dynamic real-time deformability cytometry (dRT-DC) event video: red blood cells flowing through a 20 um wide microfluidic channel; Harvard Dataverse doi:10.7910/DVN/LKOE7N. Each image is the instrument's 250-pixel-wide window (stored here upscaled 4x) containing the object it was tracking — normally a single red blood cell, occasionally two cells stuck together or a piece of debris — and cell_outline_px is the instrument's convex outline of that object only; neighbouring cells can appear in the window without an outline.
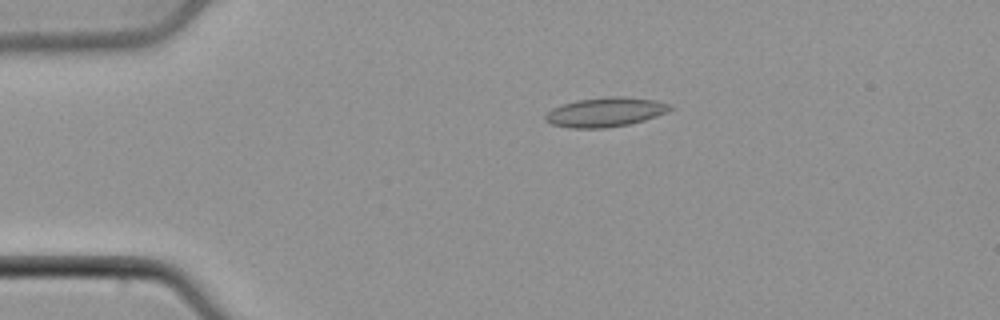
{"species": "common noctule bat (a hibernating species)", "species_latin": "Nyctalus noctula", "temperature_condition": "cold", "stored_images_in_passage": 40, "camera_frame_rate_fps": 3000, "um_per_image_px": 0.085, "animal": {"sex": "male", "body_mass_g": 21.5, "forearm_length_mm": 52.0}, "frame": {"image": 1, "passage_image": 1, "time_ms": 0.0, "image_size_px": [1000, 320], "cell_outline_px": [[672, 108], [656, 116], [644, 120], [628, 124], [604, 128], [572, 128], [552, 124], [544, 120], [544, 116], [552, 108], [576, 100], [608, 96], [620, 96], [656, 100], [668, 104]], "centroid_in_image_um": [51.41, 9.52], "position_along_channel_um": 33.6, "area_um2": 21.1}}
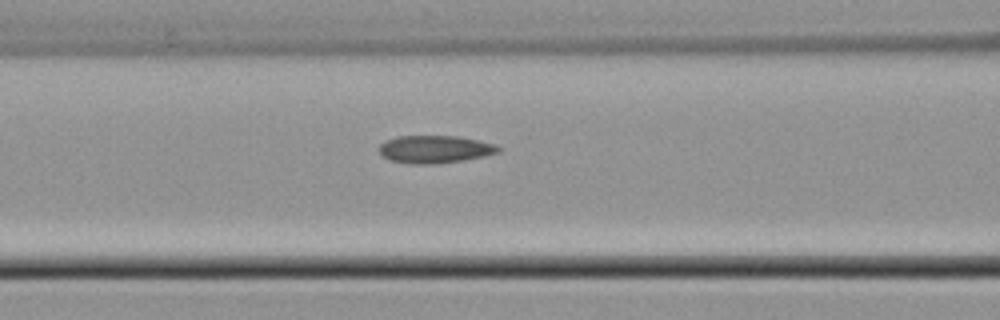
{"frame": {"image": 2, "passage_image": 11, "time_ms": 3.333, "image_size_px": [1000, 320], "cell_outline_px": [[500, 152], [484, 156], [464, 160], [436, 164], [412, 164], [388, 160], [380, 156], [376, 148], [384, 140], [396, 136], [456, 136], [480, 140], [496, 144], [500, 148]], "centroid_in_image_um": [36.9, 12.69], "position_along_channel_um": 129.7, "area_um2": 19.65}}
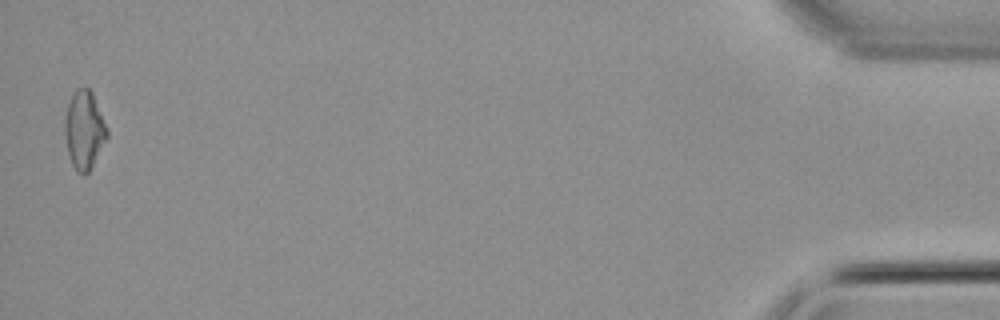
{"frame": {"image": 3, "passage_image": 39, "time_ms": 12.667, "image_size_px": [1000, 320], "cell_outline_px": [[108, 136], [88, 172], [84, 176], [72, 164], [68, 156], [64, 132], [64, 120], [68, 104], [76, 88], [88, 88], [92, 92], [108, 128]], "centroid_in_image_um": [7.15, 11.03], "position_along_channel_um": 428.0, "area_um2": 19.07}}